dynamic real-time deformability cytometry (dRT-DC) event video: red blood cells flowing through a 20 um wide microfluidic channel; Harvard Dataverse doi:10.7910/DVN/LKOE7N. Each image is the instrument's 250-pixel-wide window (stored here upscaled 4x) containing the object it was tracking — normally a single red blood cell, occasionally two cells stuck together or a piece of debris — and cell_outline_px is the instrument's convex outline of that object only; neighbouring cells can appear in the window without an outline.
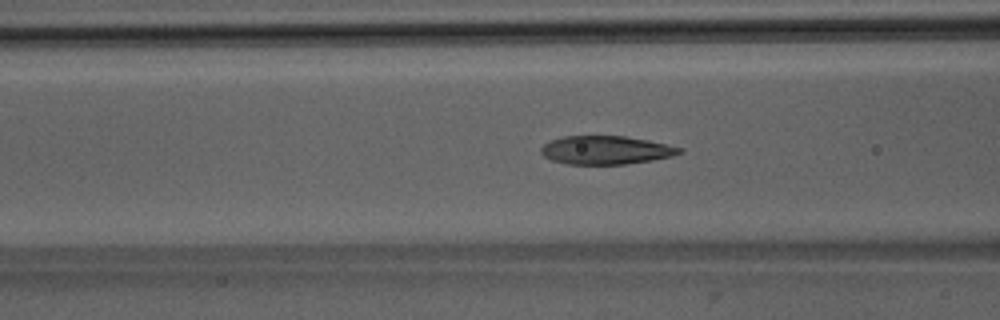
{"species": "Egyptian fruit bat (a non-hibernating species)", "species_latin": "Rousettus aegyptiacus", "temperature_condition": "room temperature", "stored_images_in_passage": 37, "camera_frame_rate_fps": 3000, "um_per_image_px": 0.085, "animal": {"sex": "male"}, "frame": {"image": 1, "passage_image": 6, "time_ms": 1.667, "image_size_px": [1000, 320], "cell_outline_px": [[684, 152], [672, 156], [652, 160], [624, 164], [564, 164], [552, 160], [544, 156], [540, 152], [540, 148], [544, 144], [552, 140], [564, 136], [624, 136], [648, 140], [684, 148]], "centroid_in_image_um": [51.51, 12.76], "position_along_channel_um": 115.1, "area_um2": 22.95}}
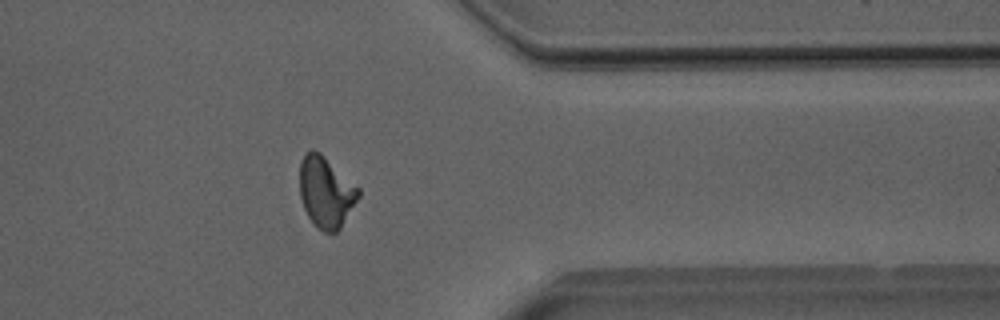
{"frame": {"image": 2, "passage_image": 27, "time_ms": 8.667, "image_size_px": [1000, 320], "cell_outline_px": [[360, 196], [340, 228], [336, 232], [324, 232], [316, 228], [308, 216], [304, 208], [300, 196], [300, 160], [308, 152], [320, 152], [360, 188]], "centroid_in_image_um": [27.71, 16.35], "position_along_channel_um": 383.7, "area_um2": 24.16}}
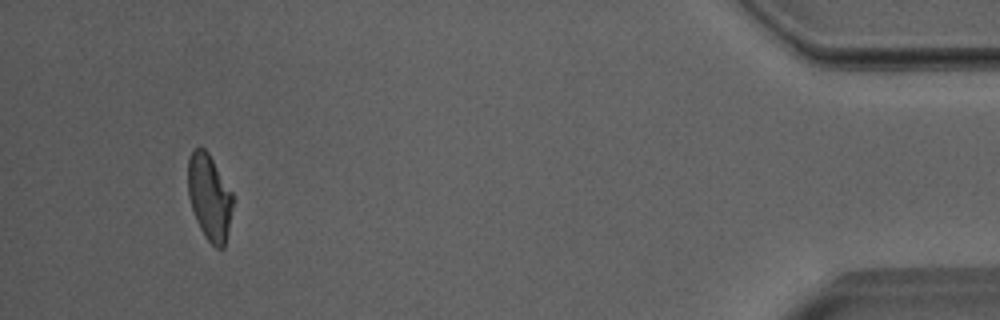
{"frame": {"image": 3, "passage_image": 34, "time_ms": 11.0, "image_size_px": [1000, 320], "cell_outline_px": [[232, 204], [228, 232], [224, 248], [216, 248], [204, 236], [196, 220], [188, 196], [188, 160], [192, 148], [204, 148], [208, 152], [232, 192]], "centroid_in_image_um": [17.78, 16.75], "position_along_channel_um": 417.4, "area_um2": 22.31}, "authors_computed_cell_mechanics": {"area_um2": 23.3512, "velocity_mm_per_s": 3.9957, "shape_relaxation_time_tau1_ms": 5.4557, "shape_relaxation_time_tau2_ms": 1.3131, "deformation_change_tau1": 0.1908, "deformation_change_tau2": 0.0825}}